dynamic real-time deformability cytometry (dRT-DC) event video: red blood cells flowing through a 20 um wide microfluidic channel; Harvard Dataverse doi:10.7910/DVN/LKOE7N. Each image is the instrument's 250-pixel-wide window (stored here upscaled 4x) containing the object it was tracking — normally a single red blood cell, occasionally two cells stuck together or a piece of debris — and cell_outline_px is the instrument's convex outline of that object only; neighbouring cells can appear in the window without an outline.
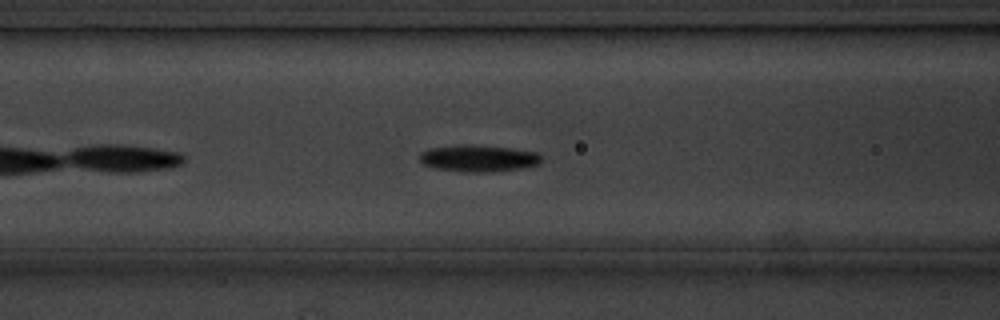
{"species": "common noctule bat (a hibernating species)", "species_latin": "Nyctalus noctula", "temperature_condition": "cold", "stored_images_in_passage": 29, "camera_frame_rate_fps": 3000, "um_per_image_px": 0.085, "animal": {"sex": "male", "body_mass_g": 20.1, "forearm_length_mm": 53.5}, "frame": {"image": 1, "passage_image": 9, "time_ms": 2.667, "image_size_px": [1000, 320], "cell_outline_px": [[540, 164], [520, 168], [492, 172], [464, 172], [436, 168], [424, 164], [420, 160], [420, 152], [428, 148], [460, 144], [472, 144], [512, 148], [536, 152], [540, 156]], "centroid_in_image_um": [40.64, 13.44], "position_along_channel_um": 126.0, "area_um2": 19.07}}